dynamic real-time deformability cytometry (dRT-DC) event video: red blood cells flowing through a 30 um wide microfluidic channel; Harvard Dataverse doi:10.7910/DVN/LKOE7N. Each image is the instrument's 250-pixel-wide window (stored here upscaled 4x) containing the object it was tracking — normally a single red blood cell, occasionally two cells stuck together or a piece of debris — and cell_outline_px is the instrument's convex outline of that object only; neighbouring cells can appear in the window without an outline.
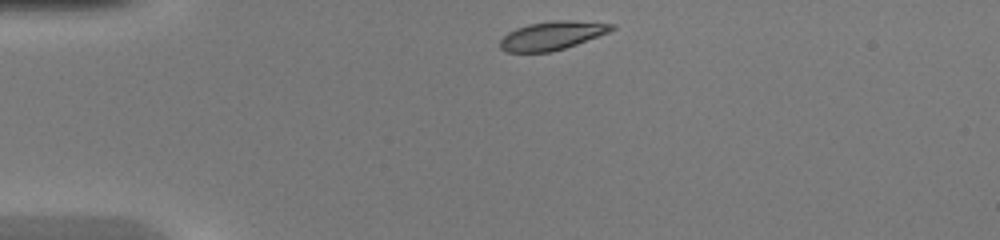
{"species": "common noctule bat (a hibernating species)", "species_latin": "Nyctalus noctula", "temperature_condition": "warm", "stored_images_in_passage": 38, "camera_frame_rate_fps": 3000, "um_per_image_px": 0.085, "animal": {"sex": "female", "body_mass_g": 20.0, "forearm_length_mm": 54.0}, "frame": {"image": 1, "passage_image": 1, "time_ms": 0.0, "image_size_px": [1000, 240], "cell_outline_px": [[616, 28], [608, 32], [576, 44], [564, 48], [548, 52], [504, 52], [500, 48], [500, 40], [508, 32], [516, 28], [528, 24], [552, 20], [568, 20], [616, 24]], "centroid_in_image_um": [46.9, 3.02], "position_along_channel_um": 38.1, "area_um2": 18.44}}
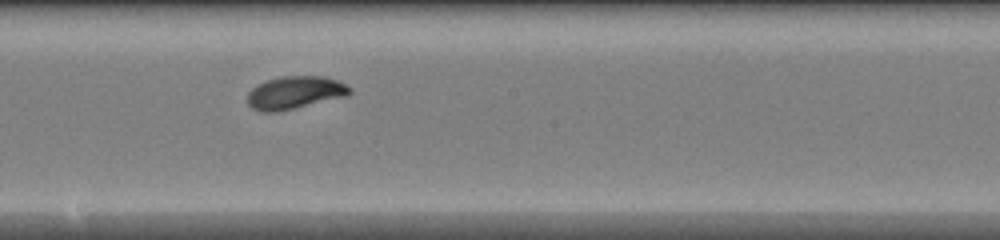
{"frame": {"image": 2, "passage_image": 17, "time_ms": 5.333, "image_size_px": [1000, 240], "cell_outline_px": [[352, 92], [348, 96], [276, 112], [260, 112], [252, 108], [248, 104], [248, 92], [256, 84], [268, 80], [284, 76], [324, 76], [340, 80], [352, 88]], "centroid_in_image_um": [25.1, 7.87], "position_along_channel_um": 223.1, "area_um2": 19.71}}
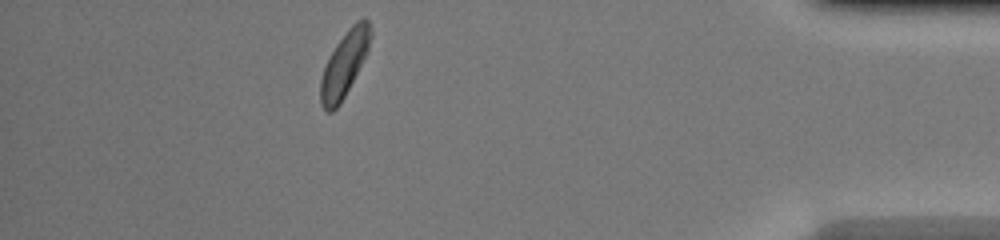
{"frame": {"image": 3, "passage_image": 33, "time_ms": 10.667, "image_size_px": [1000, 240], "cell_outline_px": [[372, 36], [368, 52], [340, 104], [332, 112], [328, 112], [320, 104], [320, 80], [328, 56], [336, 44], [348, 28], [356, 20], [364, 16], [368, 20], [372, 32]], "centroid_in_image_um": [29.28, 5.41], "position_along_channel_um": 405.9, "area_um2": 19.13}, "authors_computed_cell_mechanics": {"area_um2": 19.1029, "velocity_mm_per_s": 4.2716, "shape_relaxation_time_tau1_ms": 2.303, "shape_relaxation_time_tau2_ms": null, "deformation_change_tau1": 0.1486, "deformation_change_tau2": null}}